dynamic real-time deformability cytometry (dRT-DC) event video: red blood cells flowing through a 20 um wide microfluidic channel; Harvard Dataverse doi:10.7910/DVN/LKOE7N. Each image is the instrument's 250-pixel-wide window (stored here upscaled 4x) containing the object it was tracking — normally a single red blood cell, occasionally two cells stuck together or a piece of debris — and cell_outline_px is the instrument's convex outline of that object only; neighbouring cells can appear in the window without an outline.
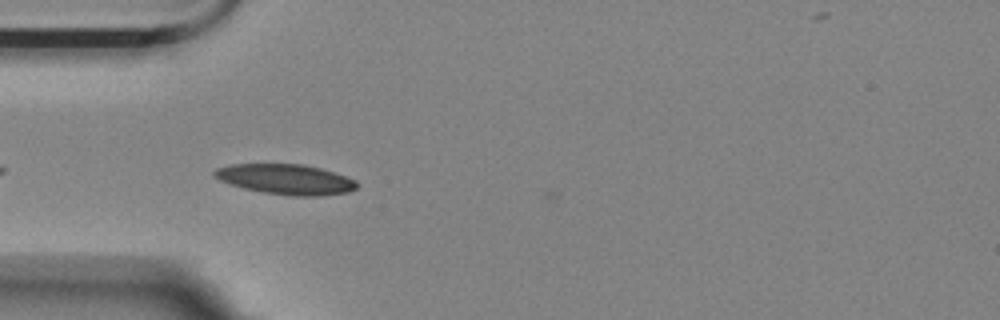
{"species": "Egyptian fruit bat (a non-hibernating species)", "species_latin": "Rousettus aegyptiacus", "temperature_condition": "room temperature", "stored_images_in_passage": 27, "camera_frame_rate_fps": 3000, "um_per_image_px": 0.085, "animal": {"sex": "female"}, "frame": {"image": 1, "passage_image": 3, "time_ms": 0.667, "image_size_px": [1000, 320], "cell_outline_px": [[360, 184], [356, 188], [348, 192], [320, 196], [296, 196], [264, 192], [244, 188], [220, 180], [212, 172], [216, 168], [232, 164], [304, 164], [320, 168], [356, 180]], "centroid_in_image_um": [24.32, 15.24], "position_along_channel_um": 60.7, "area_um2": 24.85}}
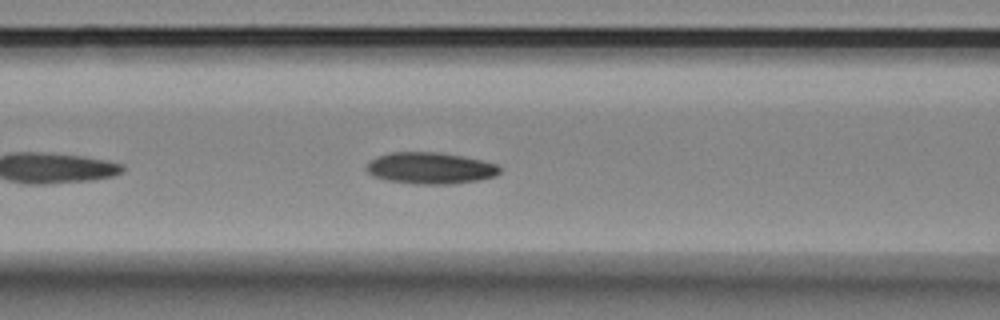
{"frame": {"image": 2, "passage_image": 9, "time_ms": 2.667, "image_size_px": [1000, 320], "cell_outline_px": [[500, 172], [496, 176], [480, 180], [452, 184], [416, 184], [388, 180], [372, 176], [364, 168], [368, 160], [376, 156], [392, 152], [436, 152], [460, 156], [480, 160], [496, 164], [500, 168]], "centroid_in_image_um": [36.53, 14.29], "position_along_channel_um": 130.1, "area_um2": 24.57}}
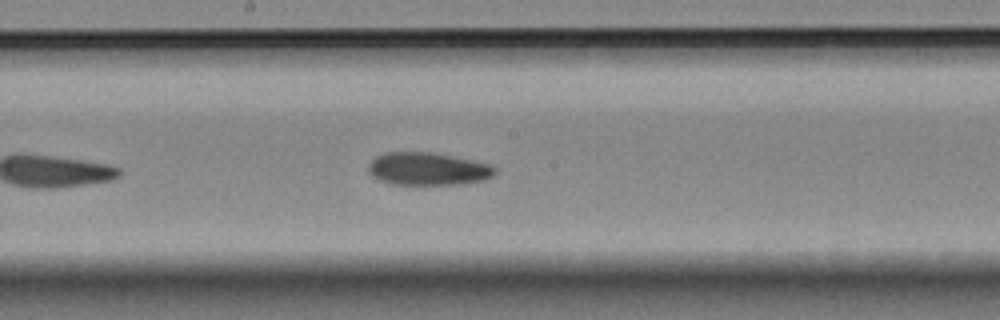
{"frame": {"image": 3, "passage_image": 16, "time_ms": 5.0, "image_size_px": [1000, 320], "cell_outline_px": [[496, 172], [492, 176], [484, 180], [464, 184], [396, 184], [380, 180], [372, 176], [368, 172], [368, 164], [376, 156], [384, 152], [432, 152], [492, 164], [496, 168]], "centroid_in_image_um": [36.38, 14.35], "position_along_channel_um": 211.8, "area_um2": 24.22}}